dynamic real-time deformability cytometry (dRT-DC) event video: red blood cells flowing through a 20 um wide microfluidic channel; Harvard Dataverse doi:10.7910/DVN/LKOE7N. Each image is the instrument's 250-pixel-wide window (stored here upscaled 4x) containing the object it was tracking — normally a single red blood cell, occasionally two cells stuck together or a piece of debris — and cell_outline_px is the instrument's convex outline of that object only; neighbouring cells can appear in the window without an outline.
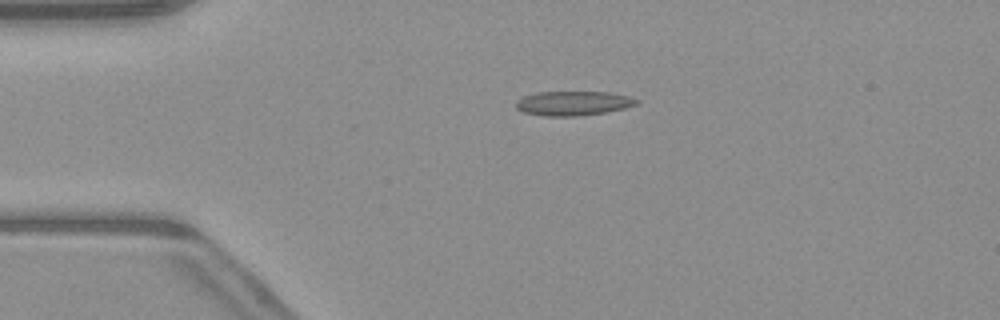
{"species": "common noctule bat (a hibernating species)", "species_latin": "Nyctalus noctula", "temperature_condition": "warm", "stored_images_in_passage": 51, "camera_frame_rate_fps": 3000, "um_per_image_px": 0.085, "animal": {"sex": "male", "body_mass_g": 23.1, "forearm_length_mm": 52.7}, "frame": {"image": 1, "passage_image": 12, "time_ms": 3.667, "image_size_px": [1000, 320], "cell_outline_px": [[640, 100], [636, 104], [624, 108], [604, 112], [580, 116], [544, 116], [524, 112], [516, 108], [516, 100], [524, 96], [536, 92], [608, 92], [628, 96]], "centroid_in_image_um": [48.69, 8.78], "position_along_channel_um": 36.3, "area_um2": 17.05}}
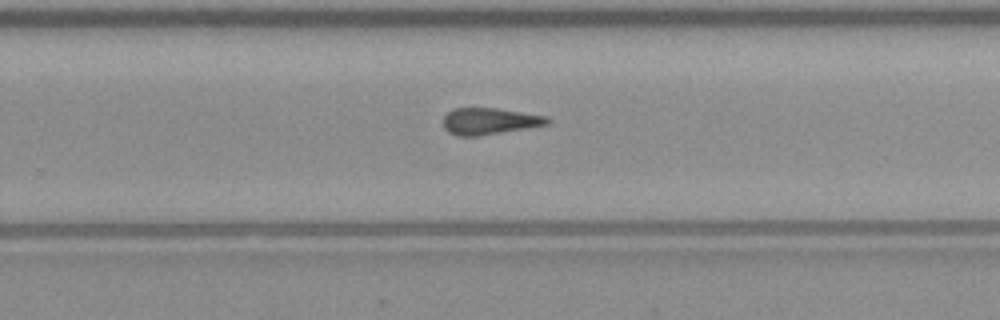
{"frame": {"image": 2, "passage_image": 33, "time_ms": 10.667, "image_size_px": [1000, 320], "cell_outline_px": [[552, 120], [548, 124], [528, 128], [476, 136], [456, 136], [448, 132], [444, 128], [444, 116], [448, 112], [456, 108], [496, 108], [548, 116]], "centroid_in_image_um": [41.62, 10.3], "position_along_channel_um": 288.2, "area_um2": 16.13}}
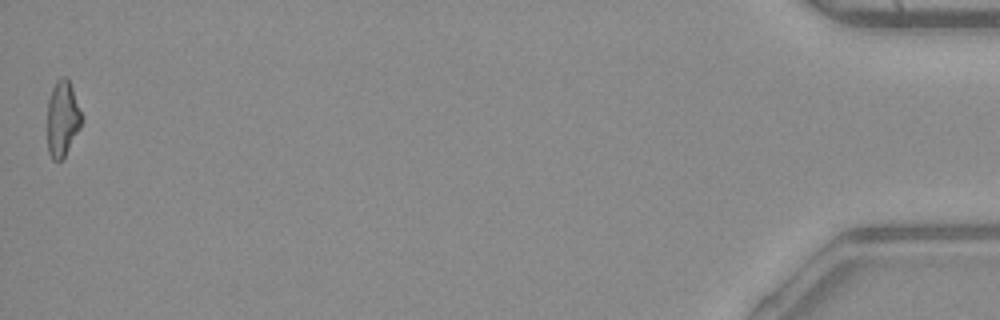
{"frame": {"image": 3, "passage_image": 51, "time_ms": 16.667, "image_size_px": [1000, 320], "cell_outline_px": [[84, 120], [80, 128], [64, 156], [60, 160], [52, 160], [48, 152], [48, 100], [52, 88], [56, 80], [64, 76], [68, 80], [72, 88], [84, 116]], "centroid_in_image_um": [5.33, 10.07], "position_along_channel_um": 429.9, "area_um2": 15.14}, "authors_computed_cell_mechanics": {"area_um2": 16.473, "velocity_mm_per_s": 4.0912, "shape_relaxation_time_tau1_ms": null, "shape_relaxation_time_tau2_ms": 5.4474, "deformation_change_tau1": null, "deformation_change_tau2": 0.1558}}